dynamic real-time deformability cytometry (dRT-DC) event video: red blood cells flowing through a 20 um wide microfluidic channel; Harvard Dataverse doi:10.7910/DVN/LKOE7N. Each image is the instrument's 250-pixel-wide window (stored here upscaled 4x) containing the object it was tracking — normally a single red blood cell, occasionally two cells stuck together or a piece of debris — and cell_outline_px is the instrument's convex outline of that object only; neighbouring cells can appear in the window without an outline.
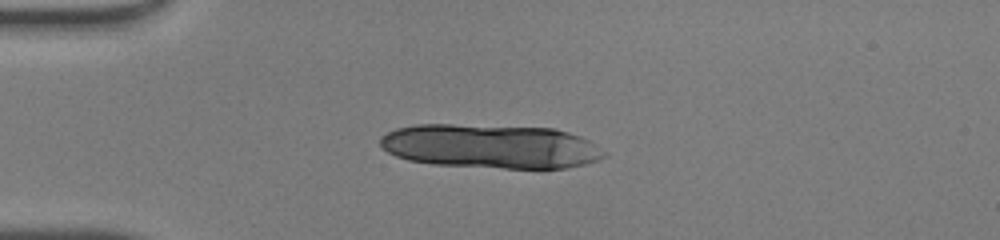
{"species": "human", "species_latin": "Homo sapiens", "temperature_condition": "warm", "stored_images_in_passage": 23, "camera_frame_rate_fps": 3000, "um_per_image_px": 0.085, "donor": {"sex": "male"}, "frame": {"image": 1, "passage_image": 1, "time_ms": 0.0, "image_size_px": [1000, 240], "cell_outline_px": [[608, 156], [600, 160], [568, 168], [504, 168], [432, 164], [408, 160], [396, 156], [388, 152], [380, 144], [380, 136], [396, 128], [416, 124], [452, 124], [552, 128], [568, 132], [580, 136], [588, 140], [608, 152]], "centroid_in_image_um": [41.73, 12.43], "position_along_channel_um": 43.3, "area_um2": 57.86}}
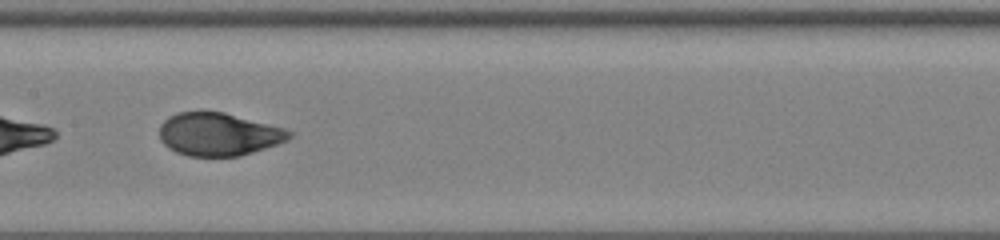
{"frame": {"image": 2, "passage_image": 14, "time_ms": 4.333, "image_size_px": [1000, 240], "cell_outline_px": [[292, 136], [288, 140], [240, 156], [188, 156], [176, 152], [168, 148], [160, 140], [160, 124], [168, 116], [176, 112], [224, 112], [284, 128], [292, 132]], "centroid_in_image_um": [18.55, 11.41], "position_along_channel_um": 188.9, "area_um2": 32.37}}
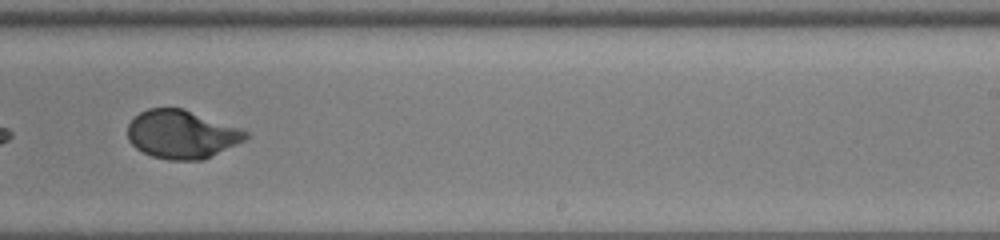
{"frame": {"image": 3, "passage_image": 20, "time_ms": 6.333, "image_size_px": [1000, 240], "cell_outline_px": [[248, 136], [244, 140], [204, 160], [168, 160], [152, 156], [136, 148], [128, 140], [128, 124], [140, 112], [148, 108], [184, 108], [240, 128], [248, 132]], "centroid_in_image_um": [15.44, 11.42], "position_along_channel_um": 273.6, "area_um2": 33.18}}